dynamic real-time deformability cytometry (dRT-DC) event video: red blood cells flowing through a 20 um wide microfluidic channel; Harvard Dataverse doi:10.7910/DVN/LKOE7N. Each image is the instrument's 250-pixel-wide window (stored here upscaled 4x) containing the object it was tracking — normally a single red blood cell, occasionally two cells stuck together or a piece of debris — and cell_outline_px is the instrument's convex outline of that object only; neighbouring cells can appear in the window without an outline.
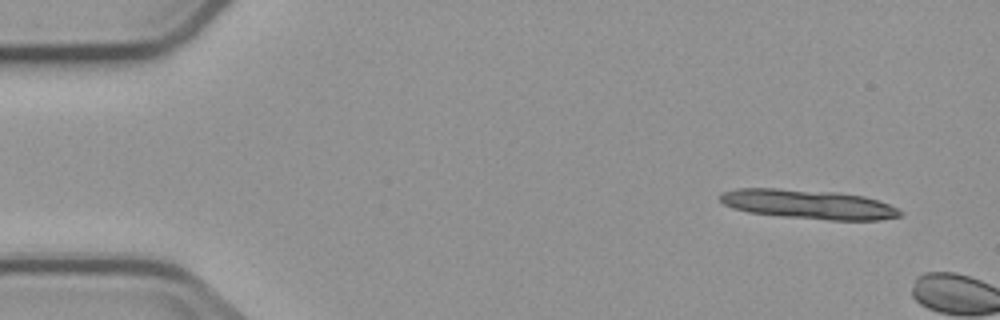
{"species": "common noctule bat (a hibernating species)", "species_latin": "Nyctalus noctula", "temperature_condition": "cold", "stored_images_in_passage": 2, "camera_frame_rate_fps": 3000, "um_per_image_px": 0.085, "animal": {"sex": "male", "body_mass_g": 23.1, "forearm_length_mm": 52.7}, "frame": {"image": 1, "passage_image": 1, "time_ms": 0.0, "image_size_px": [1000, 320], "cell_outline_px": [[900, 216], [880, 220], [828, 220], [780, 216], [748, 212], [732, 208], [724, 204], [720, 200], [720, 192], [736, 188], [776, 188], [836, 192], [864, 196], [888, 204], [896, 208], [900, 212]], "centroid_in_image_um": [68.65, 17.36], "position_along_channel_um": 16.3, "area_um2": 30.69}}